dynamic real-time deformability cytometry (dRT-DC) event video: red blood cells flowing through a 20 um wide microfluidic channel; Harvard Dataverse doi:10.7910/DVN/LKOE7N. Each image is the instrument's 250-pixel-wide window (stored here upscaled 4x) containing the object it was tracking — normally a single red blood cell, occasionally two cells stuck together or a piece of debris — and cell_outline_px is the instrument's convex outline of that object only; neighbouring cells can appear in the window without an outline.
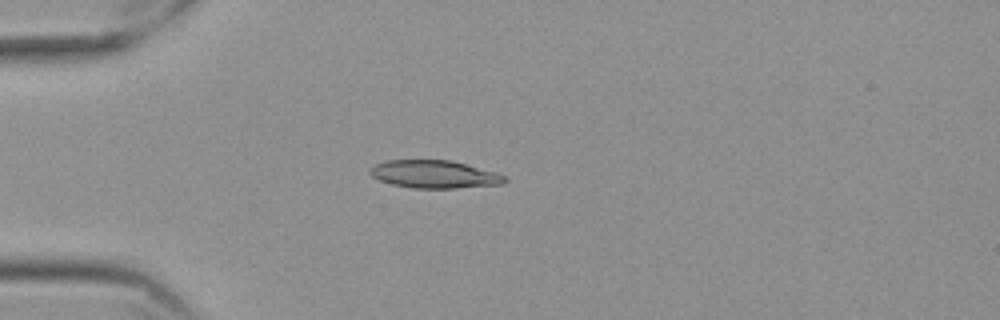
{"species": "Egyptian fruit bat (a non-hibernating species)", "species_latin": "Rousettus aegyptiacus", "temperature_condition": "cold", "stored_images_in_passage": 58, "camera_frame_rate_fps": 3000, "um_per_image_px": 0.085, "frame": {"image": 1, "passage_image": 16, "time_ms": 5.0, "image_size_px": [1000, 320], "cell_outline_px": [[508, 180], [504, 184], [456, 188], [412, 188], [392, 184], [380, 180], [372, 176], [368, 172], [376, 164], [388, 160], [452, 160], [496, 172], [504, 176]], "centroid_in_image_um": [36.95, 14.81], "position_along_channel_um": 48.0, "area_um2": 21.79}}
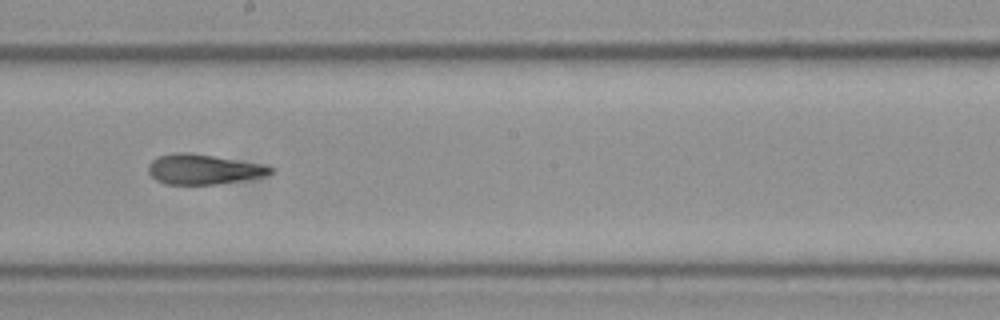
{"frame": {"image": 2, "passage_image": 33, "time_ms": 10.667, "image_size_px": [1000, 320], "cell_outline_px": [[272, 172], [260, 176], [244, 180], [216, 184], [164, 184], [156, 180], [148, 172], [148, 164], [152, 160], [160, 156], [172, 152], [188, 152], [260, 164], [272, 168]], "centroid_in_image_um": [17.2, 14.39], "position_along_channel_um": 231.0, "area_um2": 20.98}}
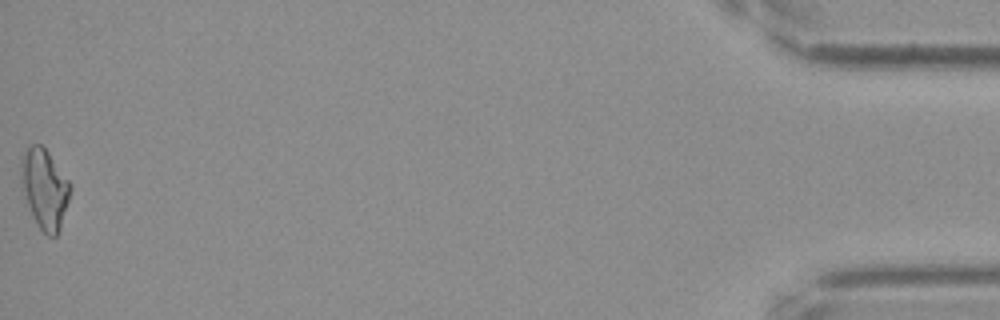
{"frame": {"image": 3, "passage_image": 58, "time_ms": 19.0, "image_size_px": [1000, 320], "cell_outline_px": [[72, 184], [68, 200], [60, 228], [56, 236], [48, 236], [40, 228], [28, 204], [24, 192], [20, 160], [28, 144], [40, 144], [48, 152]], "centroid_in_image_um": [3.81, 15.99], "position_along_channel_um": 431.4, "area_um2": 22.25}, "authors_computed_cell_mechanics": {"area_um2": 21.5016, "velocity_mm_per_s": 3.5231, "shape_relaxation_time_tau1_ms": 8.2474, "shape_relaxation_time_tau2_ms": 3.9147, "deformation_change_tau1": 0.1765, "deformation_change_tau2": 0.0958}}